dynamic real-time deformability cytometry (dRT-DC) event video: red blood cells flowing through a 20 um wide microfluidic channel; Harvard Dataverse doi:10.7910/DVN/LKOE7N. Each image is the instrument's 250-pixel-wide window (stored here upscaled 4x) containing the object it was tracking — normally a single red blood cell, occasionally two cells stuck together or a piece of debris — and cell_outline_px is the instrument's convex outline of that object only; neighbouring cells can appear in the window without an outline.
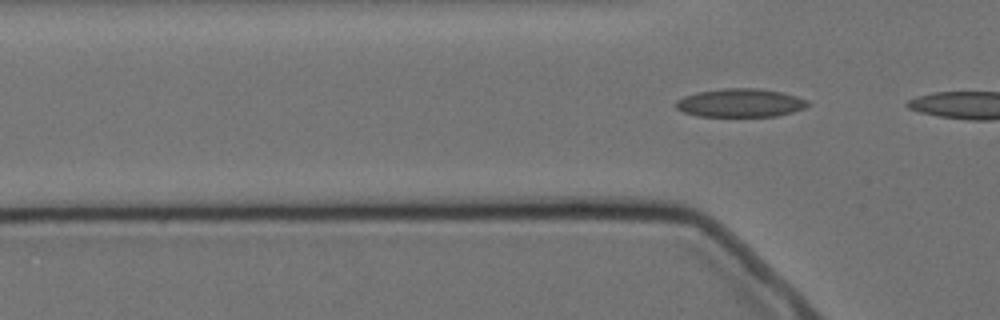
{"species": "Egyptian fruit bat (a non-hibernating species)", "species_latin": "Rousettus aegyptiacus", "temperature_condition": "cold", "stored_images_in_passage": 3, "camera_frame_rate_fps": 3000, "um_per_image_px": 0.085, "animal": {"sex": "female"}, "frame": {"image": 1, "passage_image": 3, "time_ms": 2.333, "image_size_px": [1000, 320], "cell_outline_px": [[812, 104], [804, 108], [792, 112], [776, 116], [696, 116], [684, 112], [676, 108], [676, 100], [684, 96], [696, 92], [724, 88], [760, 88], [780, 92], [796, 96], [808, 100]], "centroid_in_image_um": [62.93, 8.74], "position_along_channel_um": 62.9, "area_um2": 21.91}}